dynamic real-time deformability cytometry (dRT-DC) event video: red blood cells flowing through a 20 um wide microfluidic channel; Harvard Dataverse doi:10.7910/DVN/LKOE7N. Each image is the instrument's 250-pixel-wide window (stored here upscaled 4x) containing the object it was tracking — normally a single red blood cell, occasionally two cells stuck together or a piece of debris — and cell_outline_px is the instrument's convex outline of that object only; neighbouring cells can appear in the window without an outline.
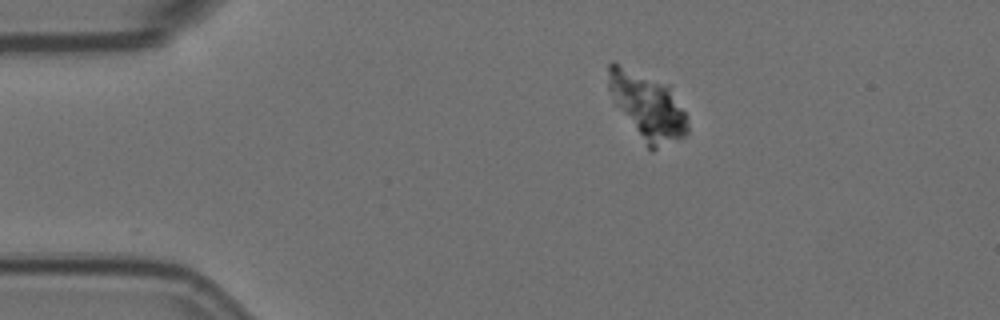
{"species": "Egyptian fruit bat (a non-hibernating species)", "species_latin": "Rousettus aegyptiacus", "temperature_condition": "room temperature", "stored_images_in_passage": 60, "camera_frame_rate_fps": 3000, "um_per_image_px": 0.085, "animal": {"sex": "female"}, "frame": {"image": 1, "passage_image": 12, "time_ms": 3.667, "image_size_px": [1000, 320], "cell_outline_px": [[688, 132], [684, 136], [652, 152], [648, 148], [616, 104], [608, 88], [608, 64], [612, 60], [672, 84], [688, 116]], "centroid_in_image_um": [55.09, 8.96], "position_along_channel_um": 29.9, "area_um2": 31.62}}
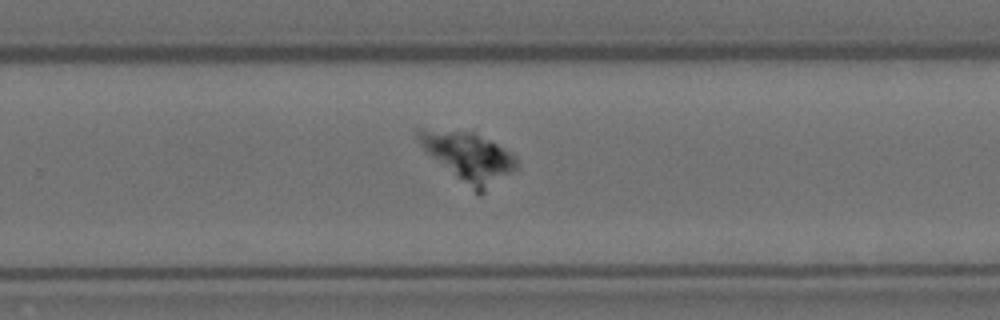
{"frame": {"image": 2, "passage_image": 39, "time_ms": 12.667, "image_size_px": [1000, 320], "cell_outline_px": [[516, 168], [512, 172], [480, 196], [432, 156], [420, 144], [416, 136], [416, 128], [424, 128], [472, 132], [512, 152], [516, 156]], "centroid_in_image_um": [39.84, 13.33], "position_along_channel_um": 290.0, "area_um2": 27.57}}
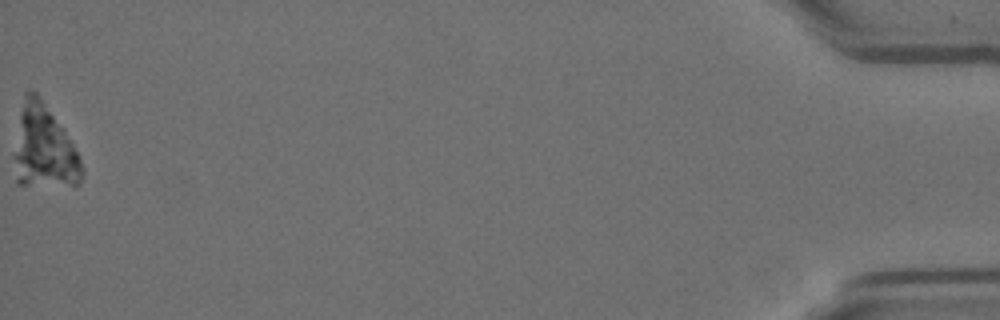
{"frame": {"image": 3, "passage_image": 60, "time_ms": 19.667, "image_size_px": [1000, 320], "cell_outline_px": [[84, 172], [80, 180], [76, 184], [16, 184], [12, 156], [24, 92], [28, 88], [32, 88], [40, 96], [64, 128], [80, 156]], "centroid_in_image_um": [3.7, 12.47], "position_along_channel_um": 431.5, "area_um2": 33.23}}